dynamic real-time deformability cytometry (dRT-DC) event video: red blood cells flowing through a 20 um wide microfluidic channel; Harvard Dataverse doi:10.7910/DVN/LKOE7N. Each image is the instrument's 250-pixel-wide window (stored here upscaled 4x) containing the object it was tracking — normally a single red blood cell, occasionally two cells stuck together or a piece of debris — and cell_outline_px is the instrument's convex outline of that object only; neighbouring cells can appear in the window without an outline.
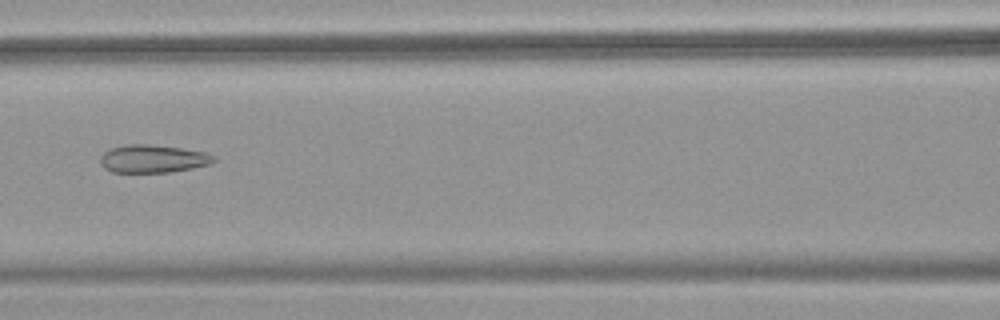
{"species": "common noctule bat (a hibernating species)", "species_latin": "Nyctalus noctula", "temperature_condition": "warm", "stored_images_in_passage": 40, "camera_frame_rate_fps": 3000, "um_per_image_px": 0.085, "animal": {"sex": "female", "body_mass_g": 18.4}, "frame": {"image": 1, "passage_image": 13, "time_ms": 4.0, "image_size_px": [1000, 320], "cell_outline_px": [[216, 160], [212, 164], [192, 168], [168, 172], [112, 172], [104, 168], [100, 164], [100, 156], [104, 152], [112, 148], [124, 144], [148, 144], [180, 148], [204, 152], [216, 156]], "centroid_in_image_um": [12.99, 13.49], "position_along_channel_um": 153.6, "area_um2": 18.5}}
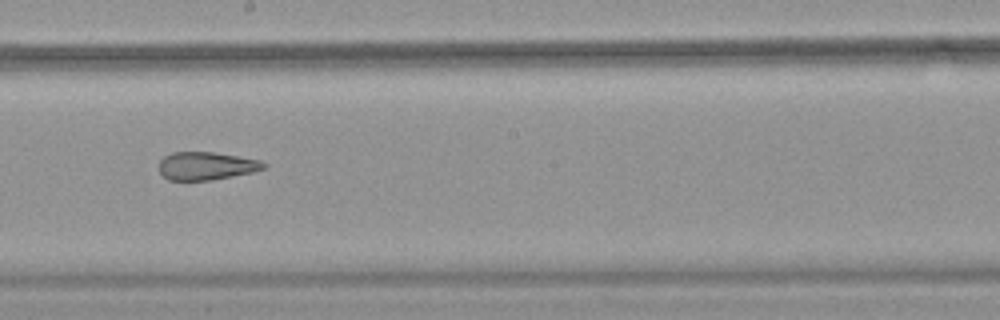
{"frame": {"image": 2, "passage_image": 19, "time_ms": 6.0, "image_size_px": [1000, 320], "cell_outline_px": [[268, 164], [264, 168], [252, 172], [212, 180], [168, 180], [160, 172], [160, 160], [164, 156], [172, 152], [216, 152], [260, 160]], "centroid_in_image_um": [17.54, 14.09], "position_along_channel_um": 230.7, "area_um2": 17.05}}
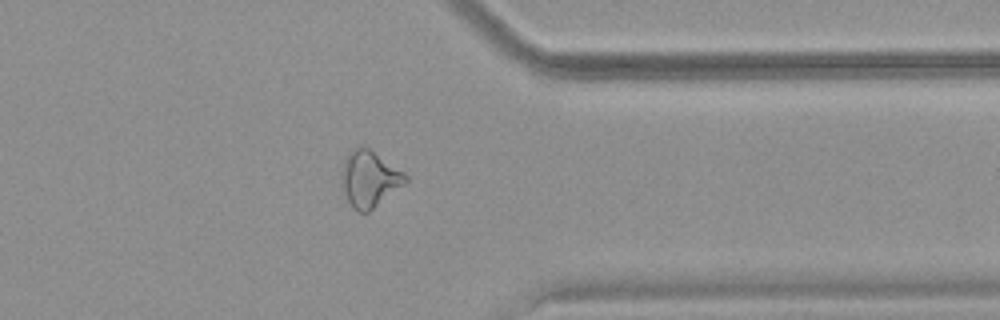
{"frame": {"image": 3, "passage_image": 31, "time_ms": 10.0, "image_size_px": [1000, 320], "cell_outline_px": [[408, 180], [404, 184], [368, 212], [360, 212], [352, 208], [348, 200], [344, 188], [344, 160], [348, 152], [352, 148], [360, 144], [368, 148], [404, 172], [408, 176]], "centroid_in_image_um": [31.42, 15.18], "position_along_channel_um": 380.0, "area_um2": 20.29}}